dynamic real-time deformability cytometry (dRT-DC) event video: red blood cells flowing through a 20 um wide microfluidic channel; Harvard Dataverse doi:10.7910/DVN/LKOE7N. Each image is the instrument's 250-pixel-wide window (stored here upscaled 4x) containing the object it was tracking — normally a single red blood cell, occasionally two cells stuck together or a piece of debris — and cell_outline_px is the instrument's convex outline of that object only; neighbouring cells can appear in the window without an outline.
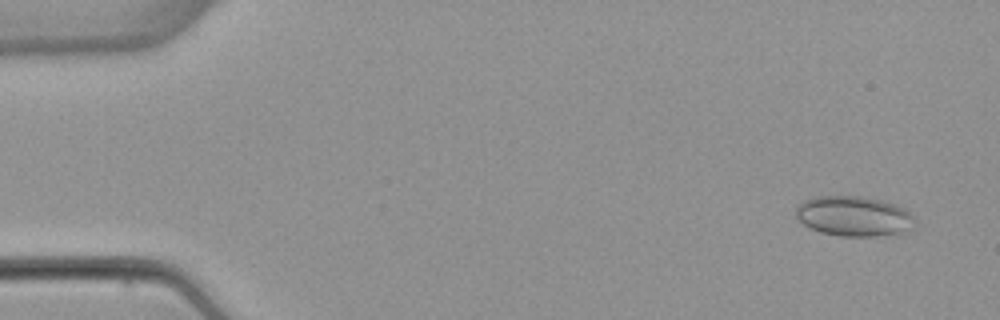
{"species": "common noctule bat (a hibernating species)", "species_latin": "Nyctalus noctula", "temperature_condition": "warm", "stored_images_in_passage": 52, "camera_frame_rate_fps": 3000, "um_per_image_px": 0.085, "animal": {"sex": "female", "body_mass_g": 22.7, "forearm_length_mm": 54.2}, "frame": {"image": 1, "passage_image": 3, "time_ms": 0.667, "image_size_px": [1000, 320], "cell_outline_px": [[916, 224], [912, 228], [900, 232], [876, 236], [840, 236], [820, 232], [804, 224], [796, 216], [796, 208], [804, 200], [820, 196], [860, 196], [880, 200], [904, 208], [916, 220]], "centroid_in_image_um": [72.58, 18.38], "position_along_channel_um": 12.4, "area_um2": 27.46}}
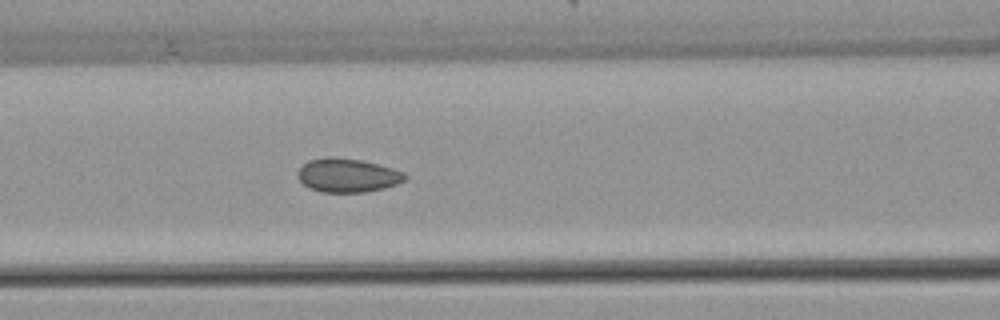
{"frame": {"image": 2, "passage_image": 22, "time_ms": 7.0, "image_size_px": [1000, 320], "cell_outline_px": [[408, 176], [404, 180], [396, 184], [384, 188], [364, 192], [320, 192], [308, 188], [296, 176], [296, 172], [308, 160], [324, 156], [336, 156], [364, 160], [392, 168], [404, 172]], "centroid_in_image_um": [29.51, 14.88], "position_along_channel_um": 137.1, "area_um2": 21.44}}
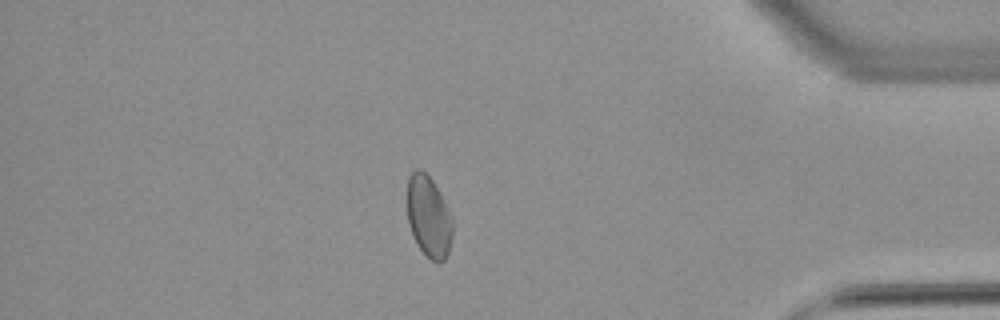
{"frame": {"image": 3, "passage_image": 45, "time_ms": 14.667, "image_size_px": [1000, 320], "cell_outline_px": [[452, 236], [448, 252], [444, 260], [440, 264], [436, 264], [416, 244], [408, 224], [408, 176], [416, 168], [420, 168], [432, 180], [452, 220]], "centroid_in_image_um": [36.42, 18.45], "position_along_channel_um": 398.8, "area_um2": 21.1}, "authors_computed_cell_mechanics": {"area_um2": 21.8484, "velocity_mm_per_s": 3.8916, "shape_relaxation_time_tau1_ms": null, "shape_relaxation_time_tau2_ms": 1.7144, "deformation_change_tau1": null, "deformation_change_tau2": 0.0466}}